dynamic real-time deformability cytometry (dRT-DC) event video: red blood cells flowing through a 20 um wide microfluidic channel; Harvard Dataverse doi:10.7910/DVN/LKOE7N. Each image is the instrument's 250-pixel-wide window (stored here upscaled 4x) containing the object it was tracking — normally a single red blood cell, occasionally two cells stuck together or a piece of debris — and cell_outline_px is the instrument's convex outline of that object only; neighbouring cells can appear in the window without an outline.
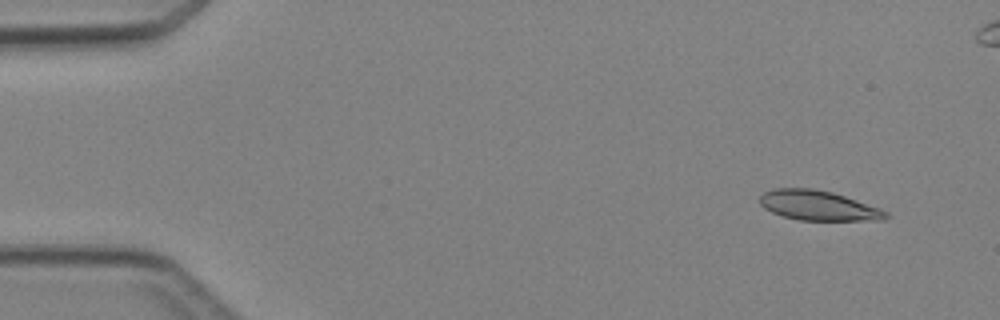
{"species": "Egyptian fruit bat (a non-hibernating species)", "species_latin": "Rousettus aegyptiacus", "temperature_condition": "cold", "stored_images_in_passage": 5, "camera_frame_rate_fps": 3000, "um_per_image_px": 0.085, "animal": {"sex": "female"}, "frame": {"image": 1, "passage_image": 1, "time_ms": 0.0, "image_size_px": [1000, 320], "cell_outline_px": [[892, 216], [884, 220], [800, 220], [784, 216], [772, 212], [764, 208], [760, 204], [760, 196], [764, 192], [772, 188], [812, 188], [832, 192], [880, 208], [888, 212]], "centroid_in_image_um": [69.57, 17.47], "position_along_channel_um": 15.4, "area_um2": 21.91}}